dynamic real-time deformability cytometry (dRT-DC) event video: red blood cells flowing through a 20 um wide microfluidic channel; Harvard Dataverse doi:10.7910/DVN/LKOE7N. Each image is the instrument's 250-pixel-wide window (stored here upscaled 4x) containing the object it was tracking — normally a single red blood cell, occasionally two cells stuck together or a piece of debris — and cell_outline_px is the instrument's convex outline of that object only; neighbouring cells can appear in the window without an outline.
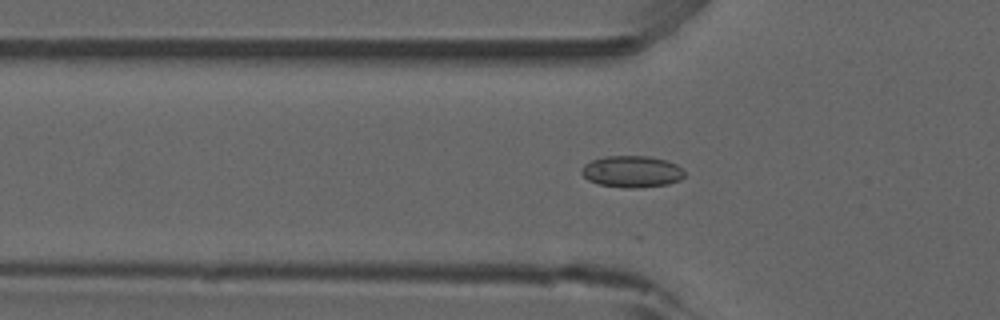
{"species": "common noctule bat (a hibernating species)", "species_latin": "Nyctalus noctula", "temperature_condition": "room temperature", "stored_images_in_passage": 27, "camera_frame_rate_fps": 3000, "um_per_image_px": 0.085, "animal": {"sex": "male", "forearm_length_mm": 52.5}, "frame": {"image": 1, "passage_image": 17, "time_ms": 5.333, "image_size_px": [1000, 320], "cell_outline_px": [[684, 176], [680, 180], [668, 184], [640, 188], [624, 188], [600, 184], [588, 180], [580, 172], [580, 168], [584, 164], [592, 160], [604, 156], [648, 156], [664, 160], [676, 164], [684, 172]], "centroid_in_image_um": [53.68, 14.59], "position_along_channel_um": 72.1, "area_um2": 19.02}}
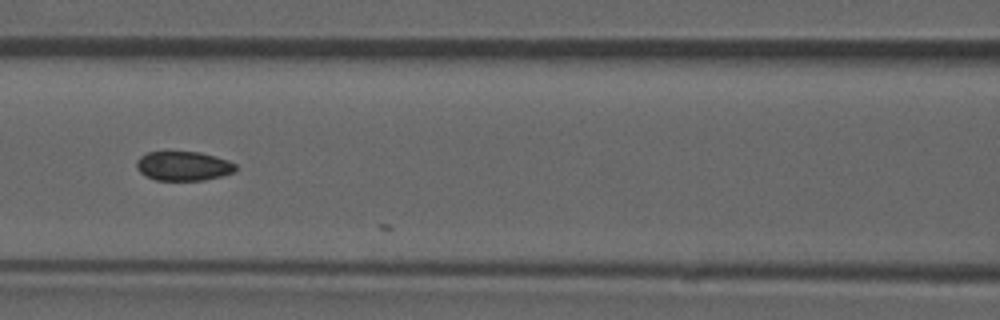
{"frame": {"image": 2, "passage_image": 23, "time_ms": 7.333, "image_size_px": [1000, 320], "cell_outline_px": [[236, 172], [204, 180], [156, 180], [140, 172], [136, 168], [136, 160], [140, 156], [148, 152], [200, 152], [216, 156], [228, 160], [236, 164]], "centroid_in_image_um": [15.6, 14.1], "position_along_channel_um": 151.0, "area_um2": 16.94}}